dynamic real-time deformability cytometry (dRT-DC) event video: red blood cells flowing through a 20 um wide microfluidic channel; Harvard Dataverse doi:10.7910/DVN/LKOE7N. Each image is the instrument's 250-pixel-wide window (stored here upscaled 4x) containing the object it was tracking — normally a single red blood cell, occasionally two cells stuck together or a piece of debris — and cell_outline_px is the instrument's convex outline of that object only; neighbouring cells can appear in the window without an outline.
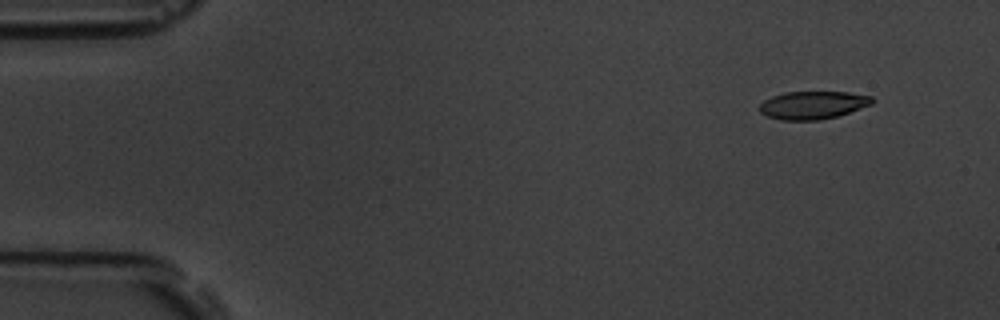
{"species": "common noctule bat (a hibernating species)", "species_latin": "Nyctalus noctula", "temperature_condition": "room temperature", "stored_images_in_passage": 9, "camera_frame_rate_fps": 3000, "um_per_image_px": 0.085, "animal": {"sex": "male", "body_mass_g": 19.5, "forearm_length_mm": 54.6}, "frame": {"image": 1, "passage_image": 2, "time_ms": 1.333, "image_size_px": [1000, 320], "cell_outline_px": [[876, 100], [872, 104], [836, 116], [820, 120], [780, 120], [768, 116], [760, 112], [760, 104], [764, 100], [772, 96], [784, 92], [848, 92], [872, 96]], "centroid_in_image_um": [69.1, 8.92], "position_along_channel_um": 15.9, "area_um2": 18.26}}
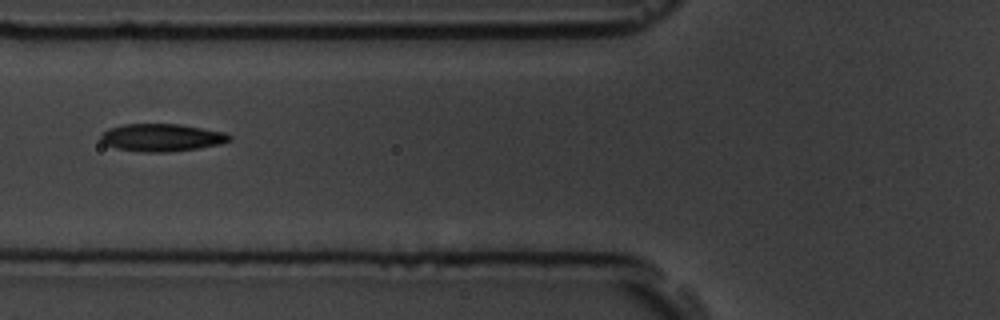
{"frame": {"image": 2, "passage_image": 7, "time_ms": 7.0, "image_size_px": [1000, 320], "cell_outline_px": [[232, 140], [220, 144], [196, 148], [164, 152], [144, 152], [116, 148], [104, 144], [100, 140], [100, 132], [108, 128], [124, 124], [180, 124], [224, 132], [232, 136]], "centroid_in_image_um": [13.7, 11.68], "position_along_channel_um": 112.1, "area_um2": 20.69}}
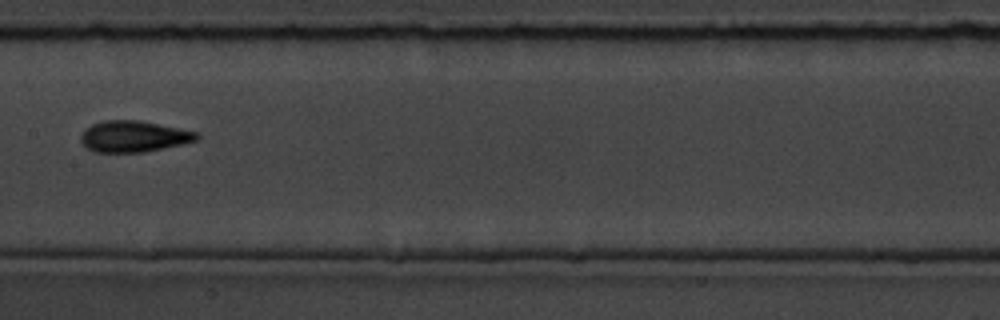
{"frame": {"image": 3, "passage_image": 9, "time_ms": 9.333, "image_size_px": [1000, 320], "cell_outline_px": [[200, 136], [196, 140], [184, 144], [144, 152], [92, 152], [80, 140], [80, 136], [92, 124], [104, 120], [140, 120], [196, 132]], "centroid_in_image_um": [11.36, 11.6], "position_along_channel_um": 196.0, "area_um2": 20.92}}